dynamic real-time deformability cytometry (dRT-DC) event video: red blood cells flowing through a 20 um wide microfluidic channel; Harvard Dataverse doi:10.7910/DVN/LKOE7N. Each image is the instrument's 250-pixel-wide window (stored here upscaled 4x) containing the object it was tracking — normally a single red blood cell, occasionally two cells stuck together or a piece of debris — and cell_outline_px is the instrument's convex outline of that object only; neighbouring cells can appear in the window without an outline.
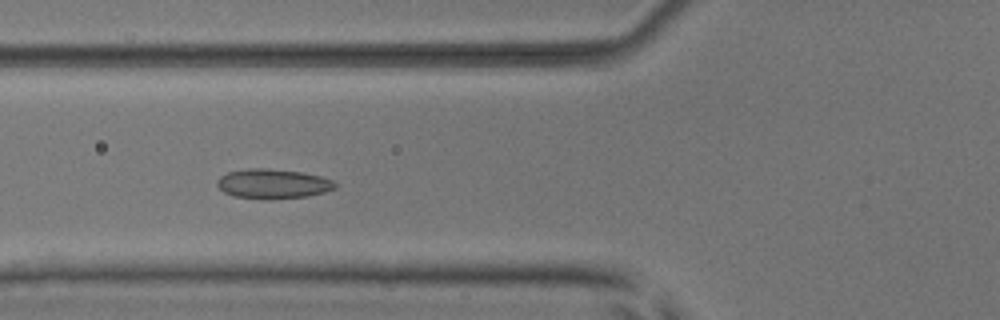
{"species": "common noctule bat (a hibernating species)", "species_latin": "Nyctalus noctula", "temperature_condition": "room temperature", "stored_images_in_passage": 53, "camera_frame_rate_fps": 3000, "um_per_image_px": 0.085, "animal": {"sex": "male", "body_mass_g": 17.9, "forearm_length_mm": 54.2}, "frame": {"image": 1, "passage_image": 20, "time_ms": 6.333, "image_size_px": [1000, 320], "cell_outline_px": [[336, 188], [324, 192], [308, 196], [268, 200], [264, 200], [232, 196], [224, 192], [216, 184], [216, 180], [220, 176], [228, 172], [248, 168], [264, 168], [300, 172], [320, 176], [332, 180], [336, 184]], "centroid_in_image_um": [23.16, 15.64], "position_along_channel_um": 102.6, "area_um2": 20.52}}
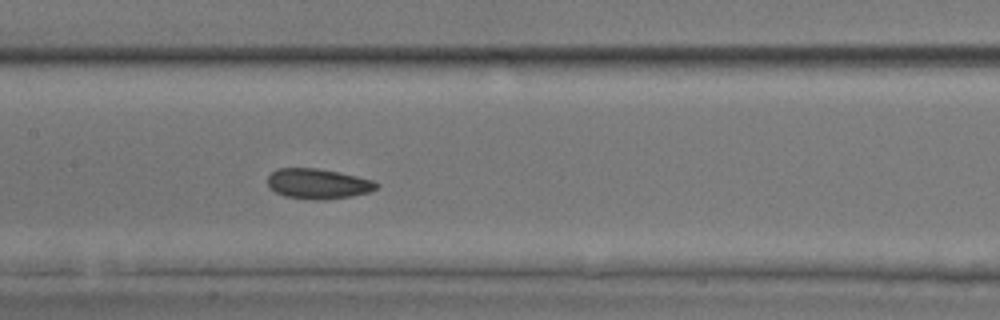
{"frame": {"image": 2, "passage_image": 26, "time_ms": 8.333, "image_size_px": [1000, 320], "cell_outline_px": [[380, 184], [376, 188], [368, 192], [352, 196], [324, 200], [316, 200], [284, 196], [268, 188], [268, 176], [276, 168], [316, 168], [376, 180]], "centroid_in_image_um": [27.02, 15.62], "position_along_channel_um": 180.4, "area_um2": 19.19}}
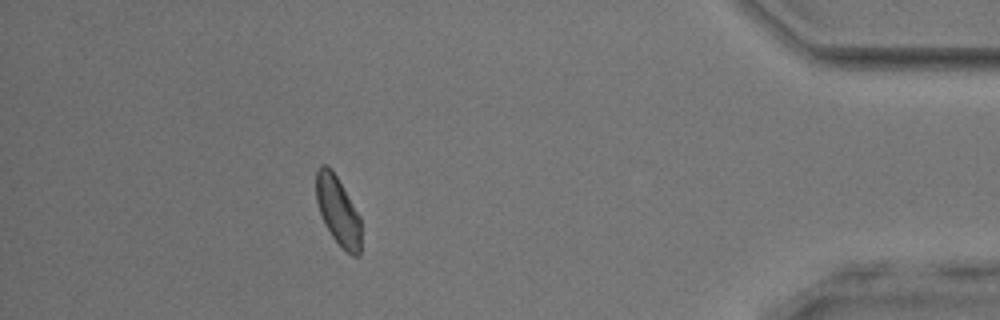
{"frame": {"image": 3, "passage_image": 47, "time_ms": 15.333, "image_size_px": [1000, 320], "cell_outline_px": [[360, 256], [352, 256], [332, 236], [320, 212], [316, 200], [316, 172], [320, 164], [324, 164], [336, 176], [360, 216]], "centroid_in_image_um": [28.73, 17.92], "position_along_channel_um": 406.5, "area_um2": 17.4}, "authors_computed_cell_mechanics": {"area_um2": 19.3052, "velocity_mm_per_s": 3.9031, "shape_relaxation_time_tau1_ms": null, "shape_relaxation_time_tau2_ms": 2.7207, "deformation_change_tau1": null, "deformation_change_tau2": 0.0884}}